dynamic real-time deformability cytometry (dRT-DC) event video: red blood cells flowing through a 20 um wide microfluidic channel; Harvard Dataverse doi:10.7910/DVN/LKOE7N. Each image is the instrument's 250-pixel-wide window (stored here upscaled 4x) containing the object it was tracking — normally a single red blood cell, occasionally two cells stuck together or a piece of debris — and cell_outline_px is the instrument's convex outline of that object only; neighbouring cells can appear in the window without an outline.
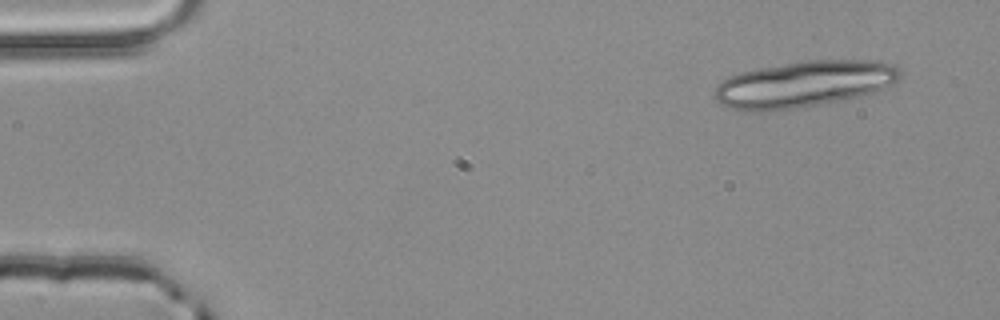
{"species": "common noctule bat (a hibernating species)", "species_latin": "Nyctalus noctula", "temperature_condition": "room temperature", "stored_images_in_passage": 4, "camera_frame_rate_fps": 3000, "um_per_image_px": 0.085, "animal": {"sex": "male", "body_mass_g": 20.4}, "frame": {"image": 1, "passage_image": 1, "time_ms": 0.0, "image_size_px": [1000, 320], "cell_outline_px": [[904, 76], [896, 84], [876, 92], [860, 96], [816, 104], [792, 108], [760, 112], [732, 108], [716, 100], [712, 96], [716, 88], [728, 76], [740, 72], [760, 68], [804, 60], [880, 60], [896, 64], [900, 68]], "centroid_in_image_um": [68.46, 7.12], "position_along_channel_um": 16.5, "area_um2": 50.17}}